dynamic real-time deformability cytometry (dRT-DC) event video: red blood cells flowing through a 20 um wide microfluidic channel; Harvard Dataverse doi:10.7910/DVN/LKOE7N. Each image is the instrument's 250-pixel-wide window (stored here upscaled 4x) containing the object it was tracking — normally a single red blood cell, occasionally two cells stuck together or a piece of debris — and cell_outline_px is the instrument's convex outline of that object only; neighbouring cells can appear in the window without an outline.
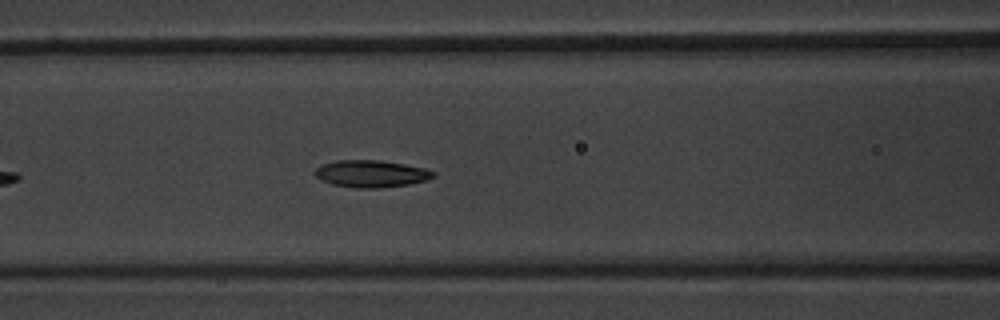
{"species": "common noctule bat (a hibernating species)", "species_latin": "Nyctalus noctula", "temperature_condition": "warm", "stored_images_in_passage": 13, "camera_frame_rate_fps": 3000, "um_per_image_px": 0.085, "animal": {"sex": "male", "body_mass_g": 20.1, "forearm_length_mm": 53.5}, "frame": {"image": 1, "passage_image": 10, "time_ms": 3.0, "image_size_px": [1000, 320], "cell_outline_px": [[436, 176], [428, 180], [408, 184], [380, 188], [356, 188], [332, 184], [320, 180], [312, 172], [320, 164], [336, 160], [380, 160], [404, 164], [424, 168], [436, 172]], "centroid_in_image_um": [31.53, 14.76], "position_along_channel_um": 135.1, "area_um2": 18.9}}